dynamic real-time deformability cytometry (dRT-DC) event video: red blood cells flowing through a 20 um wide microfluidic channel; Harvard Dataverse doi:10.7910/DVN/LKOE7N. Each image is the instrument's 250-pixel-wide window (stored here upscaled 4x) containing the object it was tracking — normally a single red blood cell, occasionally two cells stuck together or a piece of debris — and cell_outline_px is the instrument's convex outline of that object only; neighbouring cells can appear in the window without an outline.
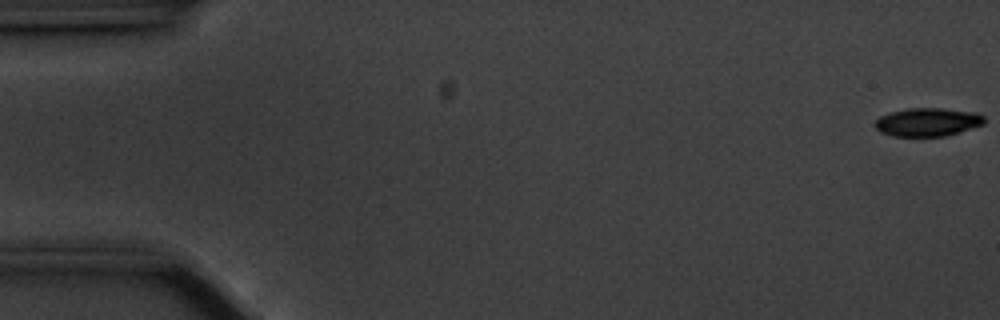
{"species": "common noctule bat (a hibernating species)", "species_latin": "Nyctalus noctula", "temperature_condition": "cold", "stored_images_in_passage": 55, "camera_frame_rate_fps": 3000, "um_per_image_px": 0.085, "animal": {"sex": "male", "body_mass_g": 20.1, "forearm_length_mm": 53.5}, "frame": {"image": 1, "passage_image": 1, "time_ms": 0.0, "image_size_px": [1000, 320], "cell_outline_px": [[984, 124], [944, 136], [892, 136], [880, 132], [872, 124], [880, 116], [892, 112], [908, 108], [940, 108], [972, 112], [984, 116]], "centroid_in_image_um": [78.79, 10.38], "position_along_channel_um": 6.2, "area_um2": 17.86}}
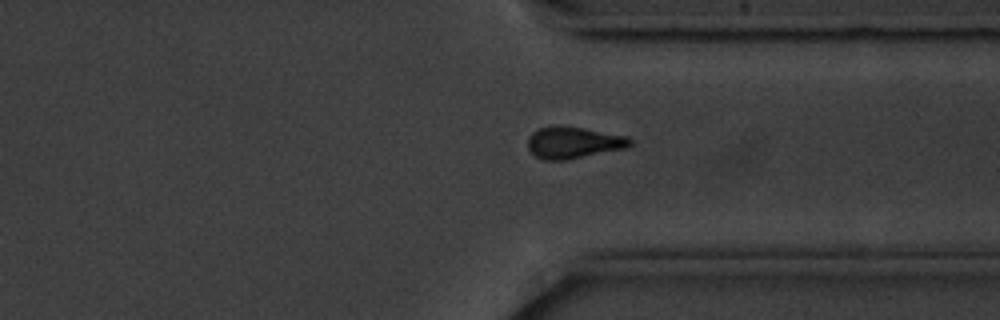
{"frame": {"image": 2, "passage_image": 43, "time_ms": 14.0, "image_size_px": [1000, 320], "cell_outline_px": [[632, 144], [624, 148], [568, 160], [544, 160], [536, 156], [528, 148], [528, 136], [536, 128], [556, 124], [584, 128], [628, 136], [632, 140]], "centroid_in_image_um": [48.71, 12.1], "position_along_channel_um": 362.7, "area_um2": 19.13}}
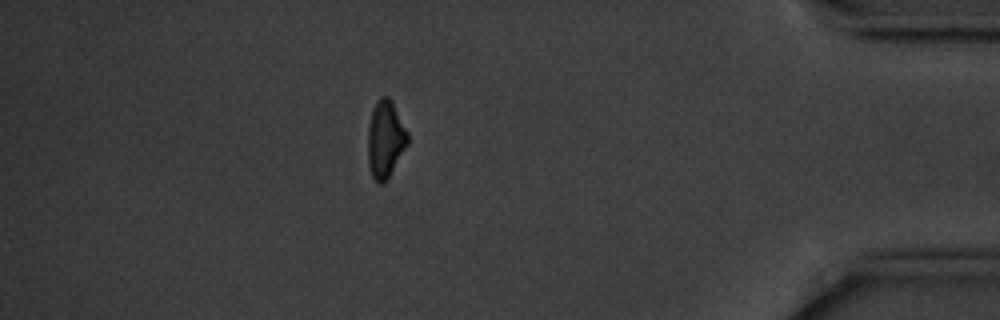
{"frame": {"image": 3, "passage_image": 50, "time_ms": 16.333, "image_size_px": [1000, 320], "cell_outline_px": [[408, 144], [388, 180], [384, 184], [380, 184], [372, 176], [368, 164], [368, 128], [372, 108], [376, 100], [380, 96], [388, 96], [392, 100], [408, 132]], "centroid_in_image_um": [32.76, 11.83], "position_along_channel_um": 402.4, "area_um2": 18.26}}